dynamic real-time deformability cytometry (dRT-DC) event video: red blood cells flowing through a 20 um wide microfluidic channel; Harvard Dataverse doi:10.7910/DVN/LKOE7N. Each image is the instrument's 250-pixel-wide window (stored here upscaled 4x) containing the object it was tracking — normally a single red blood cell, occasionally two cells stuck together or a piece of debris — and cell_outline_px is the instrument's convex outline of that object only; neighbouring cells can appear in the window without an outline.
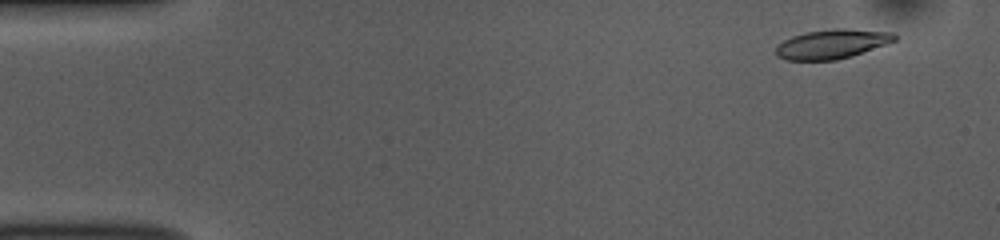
{"species": "common noctule bat (a hibernating species)", "species_latin": "Nyctalus noctula", "temperature_condition": "room temperature", "stored_images_in_passage": 29, "camera_frame_rate_fps": 3000, "um_per_image_px": 0.085, "animal": {"sex": "female", "body_mass_g": 10.0, "forearm_length_mm": 53.1}, "frame": {"image": 1, "passage_image": 4, "time_ms": 1.0, "image_size_px": [1000, 240], "cell_outline_px": [[896, 40], [852, 56], [836, 60], [788, 60], [776, 56], [776, 48], [784, 40], [792, 36], [808, 32], [836, 28], [844, 28], [892, 32], [896, 36]], "centroid_in_image_um": [70.72, 3.74], "position_along_channel_um": 14.3, "area_um2": 20.06}}
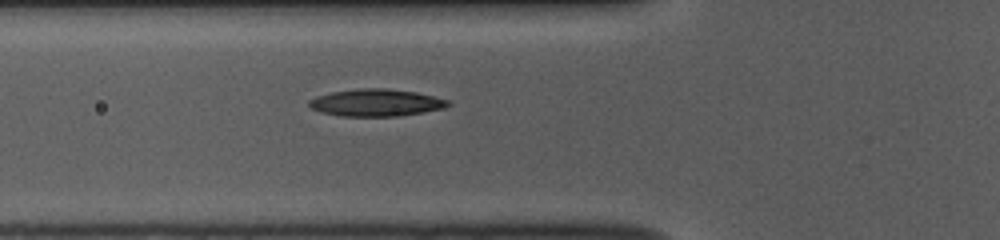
{"frame": {"image": 2, "passage_image": 19, "time_ms": 6.0, "image_size_px": [1000, 240], "cell_outline_px": [[452, 104], [444, 108], [424, 112], [400, 116], [340, 116], [324, 112], [312, 108], [308, 104], [308, 100], [316, 96], [332, 92], [360, 88], [384, 88], [416, 92], [448, 100]], "centroid_in_image_um": [31.98, 8.73], "position_along_channel_um": 93.8, "area_um2": 21.91}}
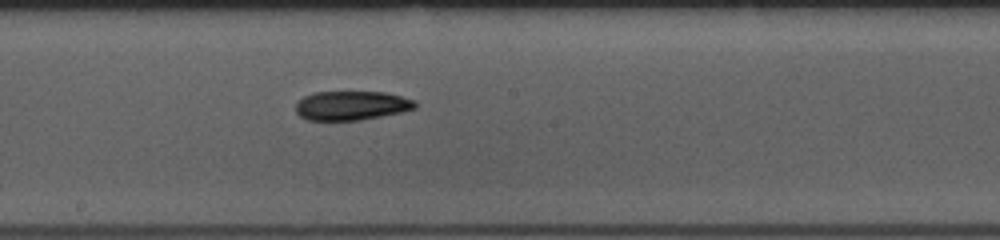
{"frame": {"image": 3, "passage_image": 29, "time_ms": 9.333, "image_size_px": [1000, 240], "cell_outline_px": [[416, 108], [400, 112], [360, 120], [308, 120], [300, 116], [296, 112], [296, 104], [304, 96], [316, 92], [384, 92], [416, 100]], "centroid_in_image_um": [29.88, 8.97], "position_along_channel_um": 218.3, "area_um2": 20.11}}